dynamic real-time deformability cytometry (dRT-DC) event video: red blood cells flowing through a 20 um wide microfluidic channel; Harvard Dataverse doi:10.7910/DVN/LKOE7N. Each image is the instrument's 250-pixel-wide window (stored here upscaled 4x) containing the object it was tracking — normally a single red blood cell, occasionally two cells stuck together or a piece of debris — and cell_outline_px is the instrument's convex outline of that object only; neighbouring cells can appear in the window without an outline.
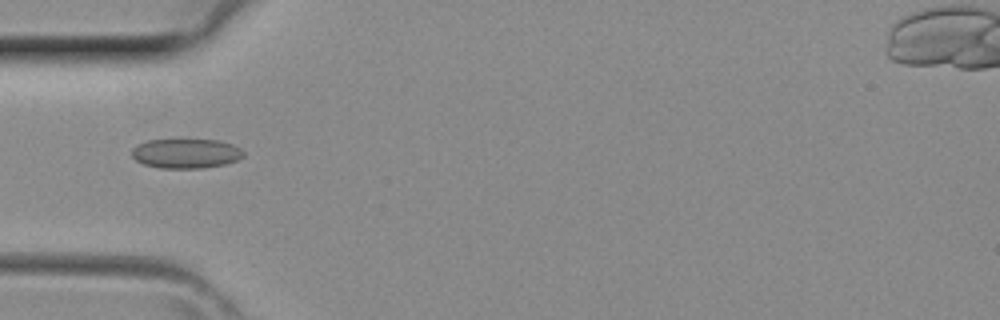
{"species": "common noctule bat (a hibernating species)", "species_latin": "Nyctalus noctula", "temperature_condition": "room temperature", "stored_images_in_passage": 3, "camera_frame_rate_fps": 3000, "um_per_image_px": 0.085, "animal": {"sex": "female", "body_mass_g": 29.2, "forearm_length_mm": 56.3}, "frame": {"image": 1, "passage_image": 2, "time_ms": 0.333, "image_size_px": [1000, 320], "cell_outline_px": [[244, 156], [236, 160], [224, 164], [204, 168], [160, 168], [144, 164], [136, 160], [132, 156], [132, 148], [136, 144], [148, 140], [220, 140], [232, 144], [240, 148], [244, 152]], "centroid_in_image_um": [15.8, 13.04], "position_along_channel_um": 69.2, "area_um2": 19.25}}
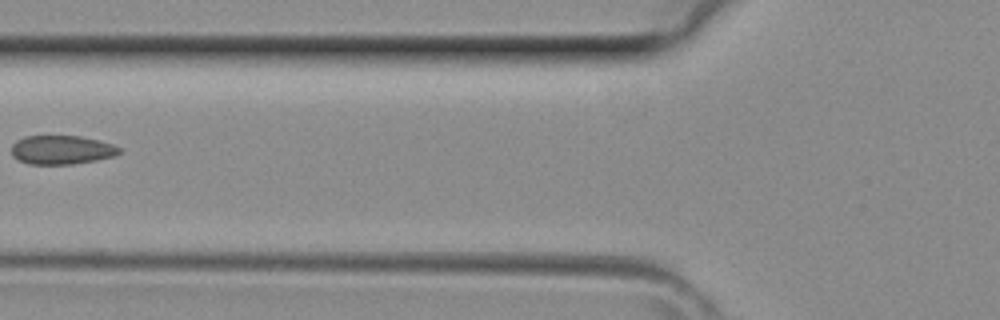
{"frame": {"image": 2, "passage_image": 3, "time_ms": 0.667, "image_size_px": [1000, 320], "cell_outline_px": [[124, 152], [116, 156], [96, 160], [72, 164], [28, 164], [12, 156], [12, 144], [16, 140], [24, 136], [80, 136], [100, 140], [112, 144], [120, 148]], "centroid_in_image_um": [5.27, 12.73], "position_along_channel_um": 120.5, "area_um2": 18.32}}